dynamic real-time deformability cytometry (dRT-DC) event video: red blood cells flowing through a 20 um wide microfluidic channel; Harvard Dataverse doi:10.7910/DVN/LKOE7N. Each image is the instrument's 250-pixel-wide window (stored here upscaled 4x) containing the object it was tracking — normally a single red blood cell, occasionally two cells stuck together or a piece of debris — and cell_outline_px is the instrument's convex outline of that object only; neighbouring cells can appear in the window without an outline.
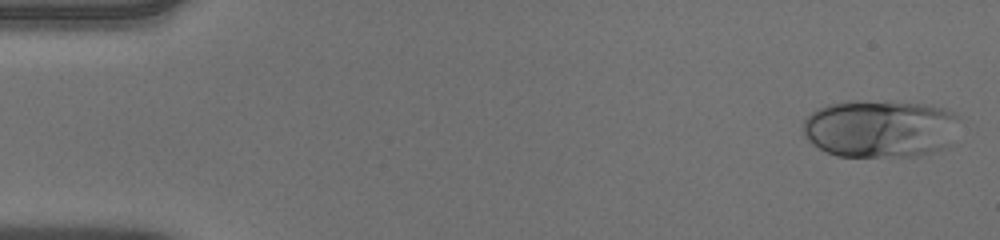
{"species": "human", "species_latin": "Homo sapiens", "temperature_condition": "warm", "stored_images_in_passage": 51, "camera_frame_rate_fps": 3000, "um_per_image_px": 0.085, "donor": {"sex": "male"}, "frame": {"image": 1, "passage_image": 1, "time_ms": 0.0, "image_size_px": [1000, 240], "cell_outline_px": [[956, 116], [948, 144], [944, 148], [932, 152], [916, 156], [836, 156], [812, 144], [804, 136], [804, 120], [816, 108], [828, 104], [848, 100], [856, 100], [924, 104], [944, 108], [952, 112]], "centroid_in_image_um": [74.72, 10.92], "position_along_channel_um": 10.3, "area_um2": 52.14}}
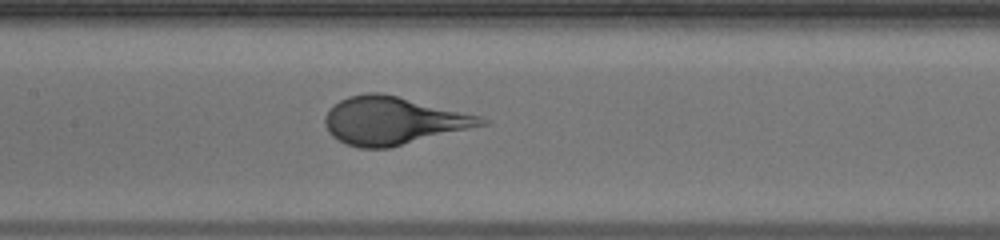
{"frame": {"image": 2, "passage_image": 24, "time_ms": 7.667, "image_size_px": [1000, 240], "cell_outline_px": [[492, 124], [388, 148], [360, 148], [344, 144], [332, 136], [328, 132], [324, 124], [324, 116], [340, 100], [348, 96], [368, 92], [380, 92], [480, 116], [488, 120]], "centroid_in_image_um": [33.42, 10.27], "position_along_channel_um": 174.0, "area_um2": 43.52}}
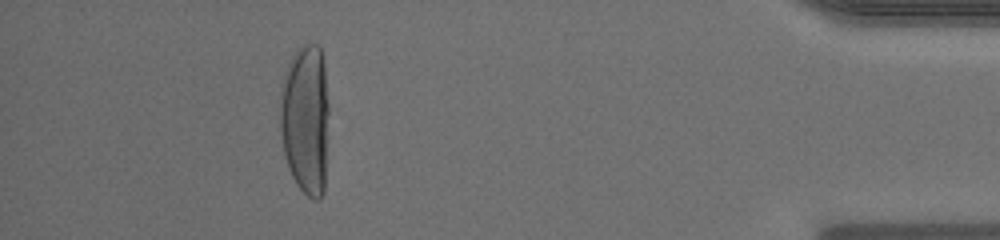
{"frame": {"image": 3, "passage_image": 46, "time_ms": 15.0, "image_size_px": [1000, 240], "cell_outline_px": [[328, 112], [324, 192], [320, 200], [312, 200], [296, 184], [292, 176], [284, 156], [280, 132], [280, 92], [284, 72], [296, 48], [304, 44], [316, 44], [320, 48], [324, 64], [328, 108]], "centroid_in_image_um": [25.95, 10.14], "position_along_channel_um": 409.3, "area_um2": 43.29}}